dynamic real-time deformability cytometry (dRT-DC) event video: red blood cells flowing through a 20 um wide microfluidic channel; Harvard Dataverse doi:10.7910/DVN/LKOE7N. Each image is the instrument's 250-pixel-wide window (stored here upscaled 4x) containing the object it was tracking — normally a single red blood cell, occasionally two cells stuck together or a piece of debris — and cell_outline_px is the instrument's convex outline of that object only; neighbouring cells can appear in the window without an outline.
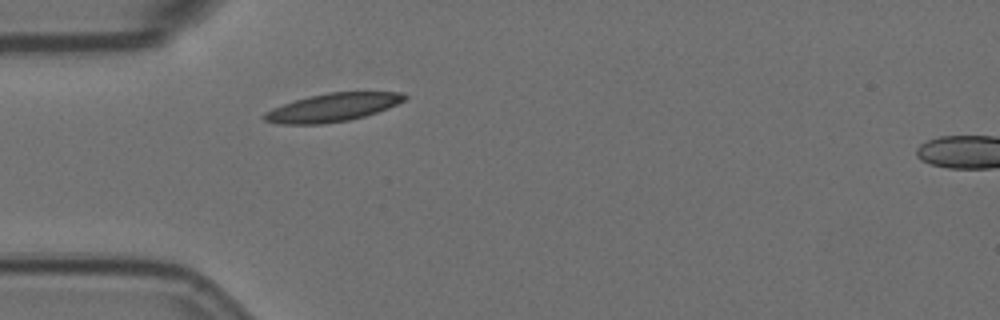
{"species": "Egyptian fruit bat (a non-hibernating species)", "species_latin": "Rousettus aegyptiacus", "temperature_condition": "room temperature", "stored_images_in_passage": 21, "camera_frame_rate_fps": 3000, "um_per_image_px": 0.085, "animal": {"sex": "female"}, "frame": {"image": 1, "passage_image": 1, "time_ms": 0.0, "image_size_px": [1000, 320], "cell_outline_px": [[408, 96], [404, 100], [388, 108], [364, 116], [348, 120], [324, 124], [276, 124], [264, 120], [260, 116], [264, 112], [272, 108], [308, 96], [328, 92], [404, 92]], "centroid_in_image_um": [28.23, 9.13], "position_along_channel_um": 56.8, "area_um2": 23.06}}
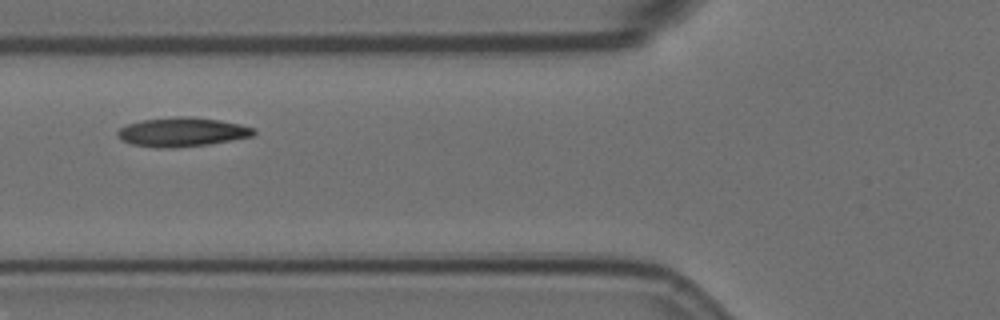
{"frame": {"image": 2, "passage_image": 6, "time_ms": 1.667, "image_size_px": [1000, 320], "cell_outline_px": [[256, 132], [252, 136], [232, 140], [208, 144], [176, 148], [156, 148], [132, 144], [120, 140], [116, 132], [120, 128], [128, 124], [140, 120], [176, 116], [188, 116], [220, 120], [240, 124], [256, 128]], "centroid_in_image_um": [15.47, 11.22], "position_along_channel_um": 110.3, "area_um2": 23.29}}
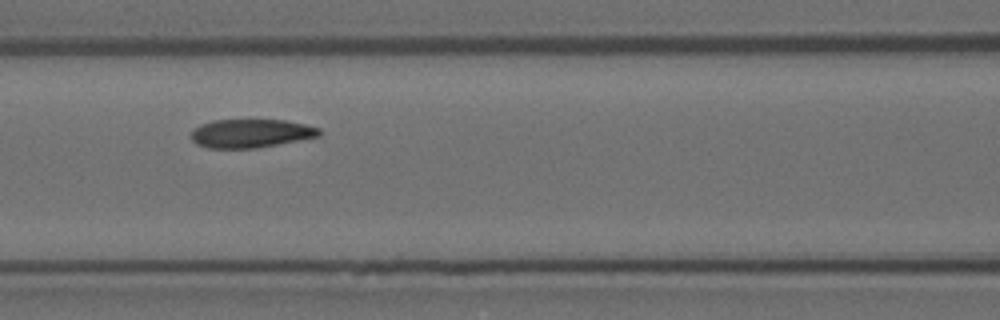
{"frame": {"image": 3, "passage_image": 9, "time_ms": 2.667, "image_size_px": [1000, 320], "cell_outline_px": [[320, 136], [256, 148], [208, 148], [196, 144], [192, 140], [192, 128], [200, 124], [212, 120], [284, 120], [304, 124], [320, 128]], "centroid_in_image_um": [21.28, 11.33], "position_along_channel_um": 145.3, "area_um2": 21.27}}